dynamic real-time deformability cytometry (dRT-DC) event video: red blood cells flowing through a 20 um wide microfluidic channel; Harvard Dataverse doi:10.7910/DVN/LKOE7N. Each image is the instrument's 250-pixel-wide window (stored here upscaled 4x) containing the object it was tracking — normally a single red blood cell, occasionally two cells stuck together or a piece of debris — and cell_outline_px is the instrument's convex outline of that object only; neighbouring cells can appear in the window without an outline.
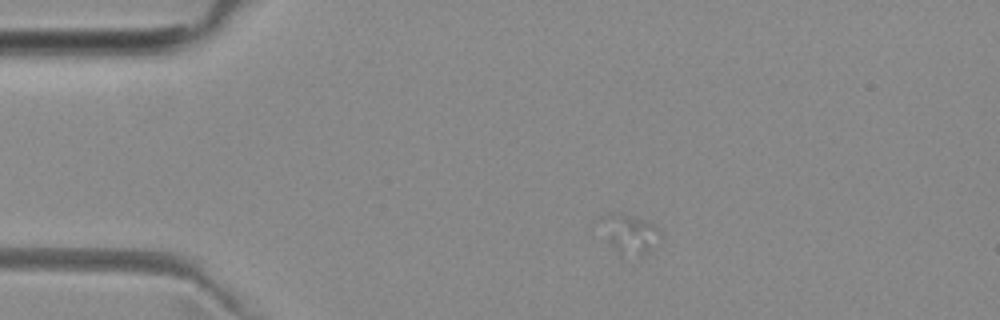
{"species": "common noctule bat (a hibernating species)", "species_latin": "Nyctalus noctula", "temperature_condition": "room temperature", "stored_images_in_passage": 4, "camera_frame_rate_fps": 3000, "um_per_image_px": 0.085, "animal": {"sex": "female", "body_mass_g": 29.2, "forearm_length_mm": 56.3}, "frame": {"image": 1, "passage_image": 2, "time_ms": 1.0, "image_size_px": [1000, 320], "cell_outline_px": [[660, 236], [644, 256], [620, 256], [612, 248], [608, 240], [600, 220], [600, 216], [612, 212], [644, 220], [652, 224], [660, 232]], "centroid_in_image_um": [53.48, 19.91], "position_along_channel_um": 31.5, "area_um2": 13.24}}
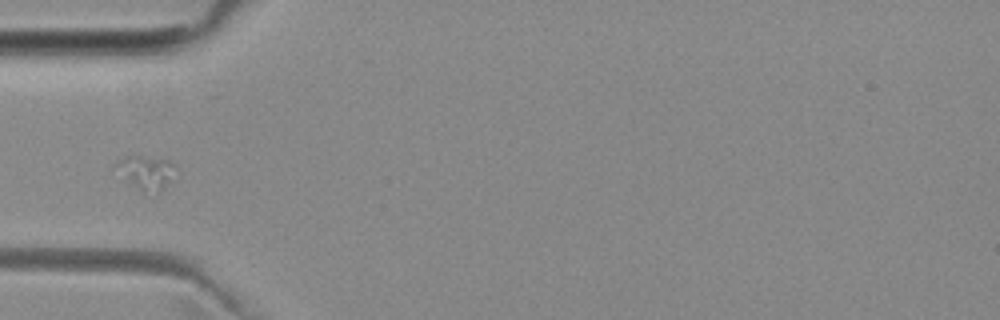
{"frame": {"image": 2, "passage_image": 4, "time_ms": 3.333, "image_size_px": [1000, 320], "cell_outline_px": [[176, 164], [168, 180], [160, 192], [144, 192], [128, 180], [116, 164], [116, 160], [128, 156], [140, 156], [168, 160]], "centroid_in_image_um": [12.45, 14.62], "position_along_channel_um": 72.6, "area_um2": 10.75}}